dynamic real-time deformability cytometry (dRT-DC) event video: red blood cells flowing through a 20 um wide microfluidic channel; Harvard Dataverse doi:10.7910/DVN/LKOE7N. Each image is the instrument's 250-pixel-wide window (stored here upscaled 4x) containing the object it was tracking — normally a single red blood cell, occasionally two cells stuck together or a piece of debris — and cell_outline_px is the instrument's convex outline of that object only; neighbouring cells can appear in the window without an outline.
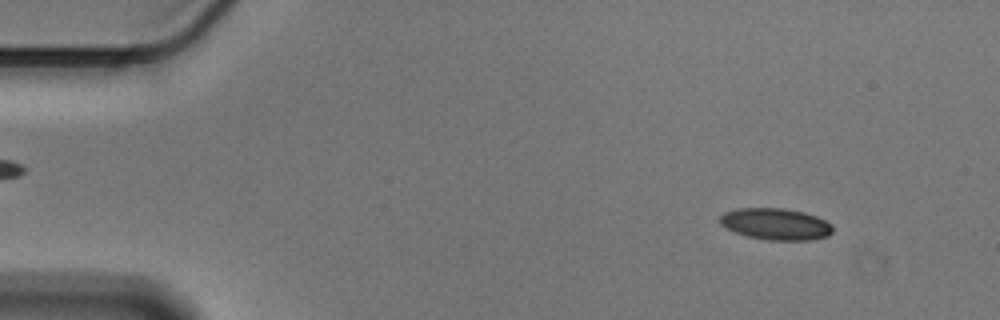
{"species": "Egyptian fruit bat (a non-hibernating species)", "species_latin": "Rousettus aegyptiacus", "temperature_condition": "cold", "stored_images_in_passage": 56, "camera_frame_rate_fps": 3000, "um_per_image_px": 0.085, "animal": {"sex": "male"}, "frame": {"image": 1, "passage_image": 6, "time_ms": 1.667, "image_size_px": [1000, 320], "cell_outline_px": [[832, 232], [828, 236], [812, 240], [768, 240], [748, 236], [736, 232], [720, 224], [720, 216], [724, 212], [736, 208], [784, 208], [804, 212], [816, 216], [832, 224]], "centroid_in_image_um": [65.95, 19.04], "position_along_channel_um": 19.1, "area_um2": 20.75}}
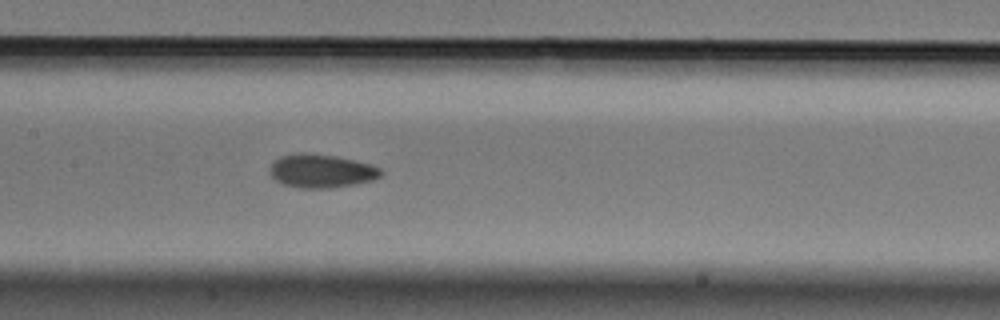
{"frame": {"image": 2, "passage_image": 27, "time_ms": 8.667, "image_size_px": [1000, 320], "cell_outline_px": [[384, 172], [380, 176], [372, 180], [332, 188], [300, 188], [280, 184], [268, 172], [272, 164], [280, 156], [296, 152], [304, 152], [336, 156], [356, 160], [372, 164], [380, 168]], "centroid_in_image_um": [27.3, 14.52], "position_along_channel_um": 180.1, "area_um2": 21.91}}
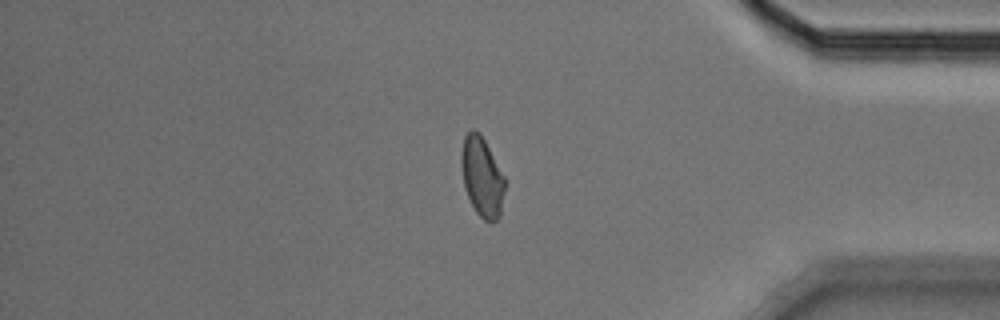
{"frame": {"image": 3, "passage_image": 47, "time_ms": 15.333, "image_size_px": [1000, 320], "cell_outline_px": [[504, 188], [500, 216], [492, 224], [484, 220], [476, 212], [464, 188], [460, 164], [460, 152], [464, 136], [472, 128], [480, 132], [504, 176]], "centroid_in_image_um": [40.94, 15.02], "position_along_channel_um": 394.3, "area_um2": 20.29}, "authors_computed_cell_mechanics": {"area_um2": 20.5768, "velocity_mm_per_s": 3.5885, "shape_relaxation_time_tau1_ms": 5.4548, "shape_relaxation_time_tau2_ms": 1.9846, "deformation_change_tau1": 0.1262, "deformation_change_tau2": 0.0591}}